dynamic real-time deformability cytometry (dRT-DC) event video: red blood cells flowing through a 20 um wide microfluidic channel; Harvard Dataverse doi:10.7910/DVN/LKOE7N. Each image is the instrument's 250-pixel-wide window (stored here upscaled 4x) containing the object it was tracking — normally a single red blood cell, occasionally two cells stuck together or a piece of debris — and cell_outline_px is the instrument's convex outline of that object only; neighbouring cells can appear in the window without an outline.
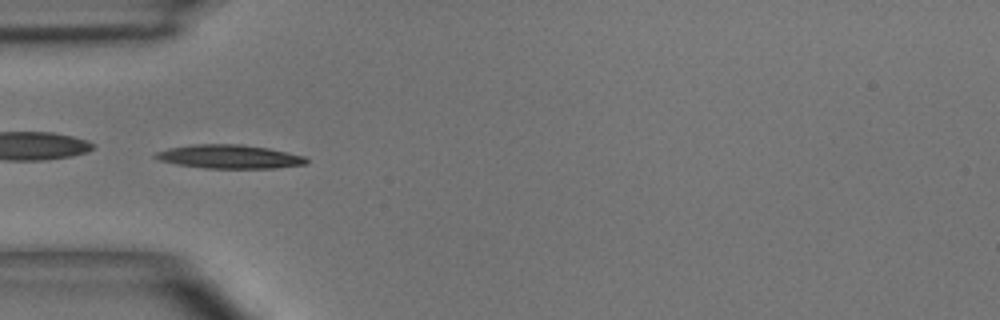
{"species": "common noctule bat (a hibernating species)", "species_latin": "Nyctalus noctula", "temperature_condition": "room temperature", "stored_images_in_passage": 5, "camera_frame_rate_fps": 3000, "um_per_image_px": 0.085, "animal": {"sex": "male", "body_mass_g": 15.6}, "frame": {"image": 1, "passage_image": 3, "time_ms": 3.333, "image_size_px": [1000, 320], "cell_outline_px": [[308, 164], [276, 168], [204, 168], [176, 164], [156, 160], [152, 156], [156, 152], [168, 148], [192, 144], [240, 144], [268, 148], [304, 156], [308, 160]], "centroid_in_image_um": [19.46, 13.32], "position_along_channel_um": 65.5, "area_um2": 20.98}}
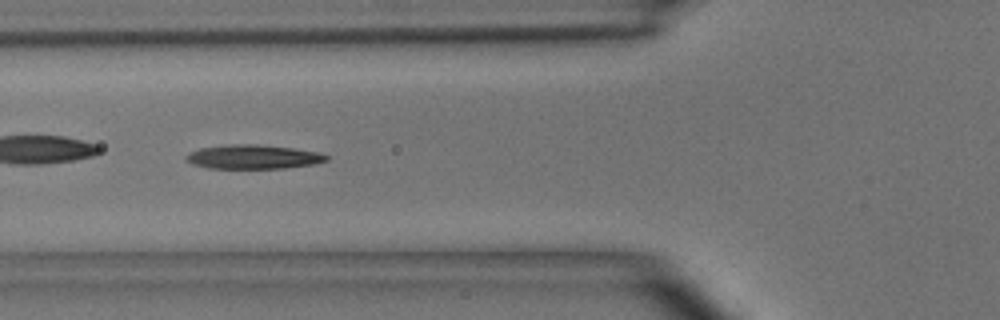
{"frame": {"image": 2, "passage_image": 4, "time_ms": 4.333, "image_size_px": [1000, 320], "cell_outline_px": [[328, 160], [316, 164], [284, 168], [208, 168], [192, 164], [184, 160], [184, 156], [200, 148], [228, 144], [256, 144], [292, 148], [320, 152], [328, 156]], "centroid_in_image_um": [21.52, 13.33], "position_along_channel_um": 104.3, "area_um2": 19.77}}